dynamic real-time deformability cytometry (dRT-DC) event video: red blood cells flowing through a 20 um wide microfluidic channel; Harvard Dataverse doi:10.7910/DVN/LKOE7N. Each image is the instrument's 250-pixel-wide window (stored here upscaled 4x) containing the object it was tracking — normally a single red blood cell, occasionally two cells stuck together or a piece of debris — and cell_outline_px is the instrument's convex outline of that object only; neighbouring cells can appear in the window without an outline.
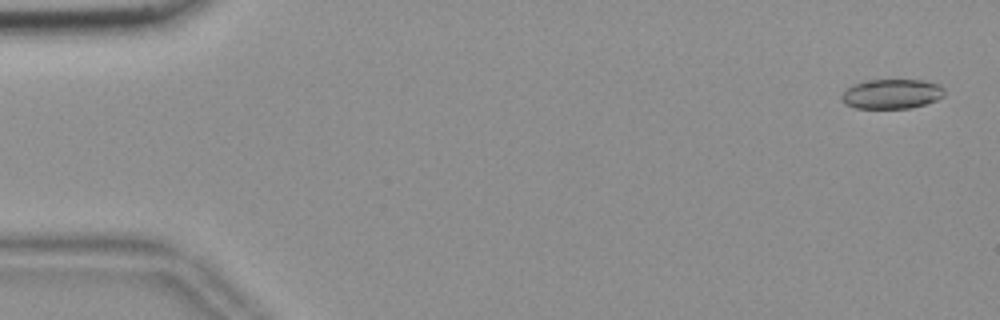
{"species": "common noctule bat (a hibernating species)", "species_latin": "Nyctalus noctula", "temperature_condition": "room temperature", "stored_images_in_passage": 56, "camera_frame_rate_fps": 3000, "um_per_image_px": 0.085, "animal": {"sex": "female", "body_mass_g": 18.4}, "frame": {"image": 1, "passage_image": 2, "time_ms": 0.333, "image_size_px": [1000, 320], "cell_outline_px": [[944, 96], [936, 100], [924, 104], [908, 108], [856, 108], [844, 104], [840, 100], [840, 96], [852, 84], [864, 80], [920, 80], [940, 84], [944, 88]], "centroid_in_image_um": [75.77, 7.98], "position_along_channel_um": 9.2, "area_um2": 17.86}}
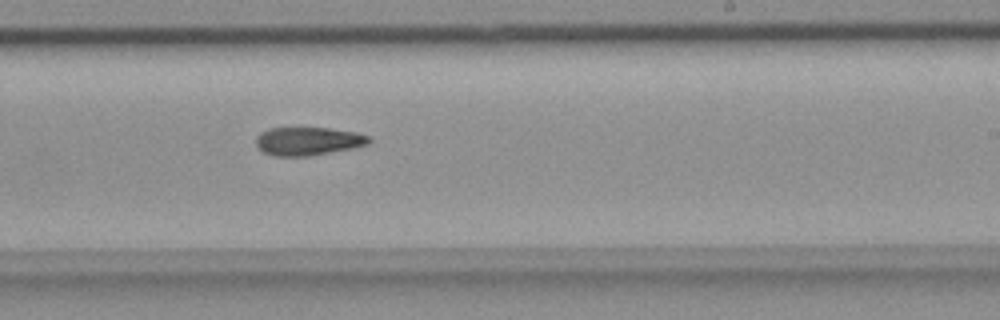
{"frame": {"image": 2, "passage_image": 34, "time_ms": 11.0, "image_size_px": [1000, 320], "cell_outline_px": [[372, 140], [368, 144], [352, 148], [308, 156], [272, 156], [264, 152], [256, 144], [256, 136], [260, 132], [268, 128], [328, 128], [356, 132], [368, 136]], "centroid_in_image_um": [26.17, 11.99], "position_along_channel_um": 262.8, "area_um2": 18.55}}
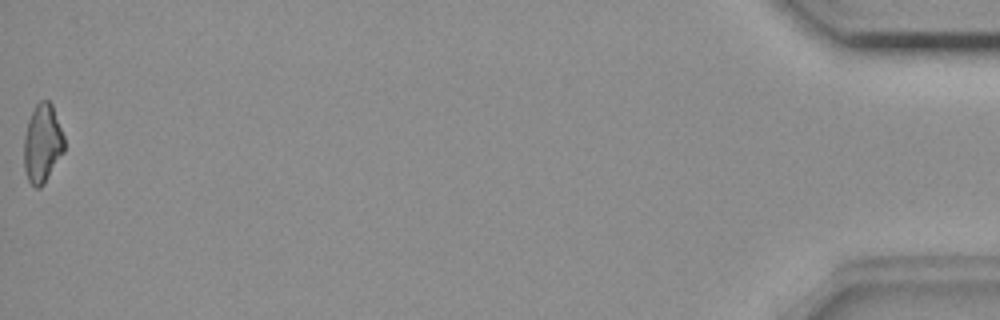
{"frame": {"image": 3, "passage_image": 56, "time_ms": 18.333, "image_size_px": [1000, 320], "cell_outline_px": [[64, 152], [44, 184], [40, 188], [36, 188], [28, 180], [24, 168], [24, 136], [28, 120], [36, 104], [40, 100], [48, 100], [52, 104], [64, 136]], "centroid_in_image_um": [3.6, 12.2], "position_along_channel_um": 431.6, "area_um2": 18.5}}